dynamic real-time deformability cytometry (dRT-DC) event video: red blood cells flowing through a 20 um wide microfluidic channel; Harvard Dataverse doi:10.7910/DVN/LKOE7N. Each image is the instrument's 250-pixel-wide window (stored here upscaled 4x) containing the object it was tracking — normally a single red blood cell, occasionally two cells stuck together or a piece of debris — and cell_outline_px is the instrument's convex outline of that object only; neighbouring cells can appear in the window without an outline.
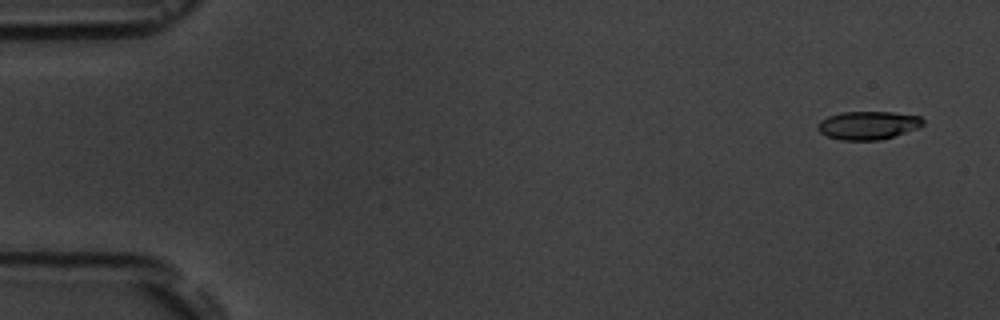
{"species": "common noctule bat (a hibernating species)", "species_latin": "Nyctalus noctula", "temperature_condition": "room temperature", "stored_images_in_passage": 5, "camera_frame_rate_fps": 3000, "um_per_image_px": 0.085, "animal": {"sex": "male", "body_mass_g": 19.5, "forearm_length_mm": 54.6}, "frame": {"image": 1, "passage_image": 1, "time_ms": 0.0, "image_size_px": [1000, 320], "cell_outline_px": [[924, 124], [920, 128], [880, 140], [840, 140], [828, 136], [820, 132], [816, 128], [816, 124], [820, 120], [828, 116], [840, 112], [892, 112], [920, 116], [924, 120]], "centroid_in_image_um": [73.78, 10.65], "position_along_channel_um": 11.2, "area_um2": 17.51}}
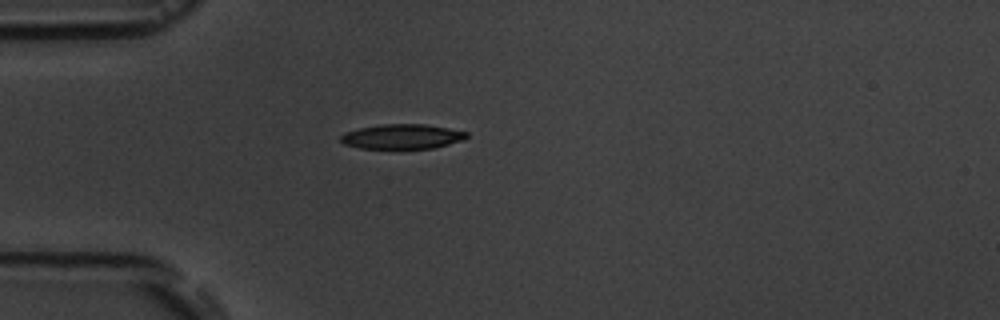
{"frame": {"image": 2, "passage_image": 4, "time_ms": 4.333, "image_size_px": [1000, 320], "cell_outline_px": [[468, 136], [464, 140], [432, 148], [400, 152], [360, 148], [344, 144], [340, 140], [340, 136], [344, 132], [360, 128], [384, 124], [424, 124], [448, 128], [468, 132]], "centroid_in_image_um": [34.16, 11.66], "position_along_channel_um": 50.8, "area_um2": 19.07}}